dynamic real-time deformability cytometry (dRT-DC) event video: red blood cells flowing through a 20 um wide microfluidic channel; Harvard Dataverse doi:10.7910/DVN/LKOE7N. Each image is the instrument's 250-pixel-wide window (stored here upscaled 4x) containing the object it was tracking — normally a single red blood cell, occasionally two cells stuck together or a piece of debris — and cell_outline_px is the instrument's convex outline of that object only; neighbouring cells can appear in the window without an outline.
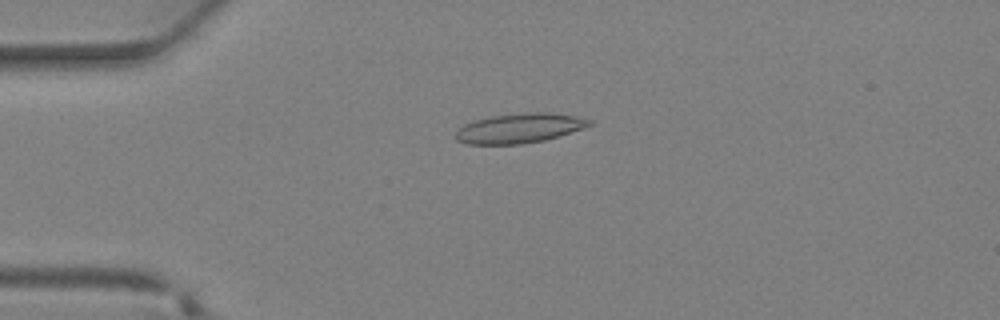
{"species": "Egyptian fruit bat (a non-hibernating species)", "species_latin": "Rousettus aegyptiacus", "temperature_condition": "warm", "stored_images_in_passage": 23, "camera_frame_rate_fps": 3000, "um_per_image_px": 0.085, "animal": {"sex": "female"}, "frame": {"image": 1, "passage_image": 7, "time_ms": 2.0, "image_size_px": [1000, 320], "cell_outline_px": [[592, 124], [584, 128], [544, 140], [520, 144], [468, 144], [456, 140], [456, 132], [464, 124], [472, 120], [488, 116], [524, 112], [552, 112], [576, 116], [592, 120]], "centroid_in_image_um": [44.14, 10.88], "position_along_channel_um": 40.9, "area_um2": 23.24}}
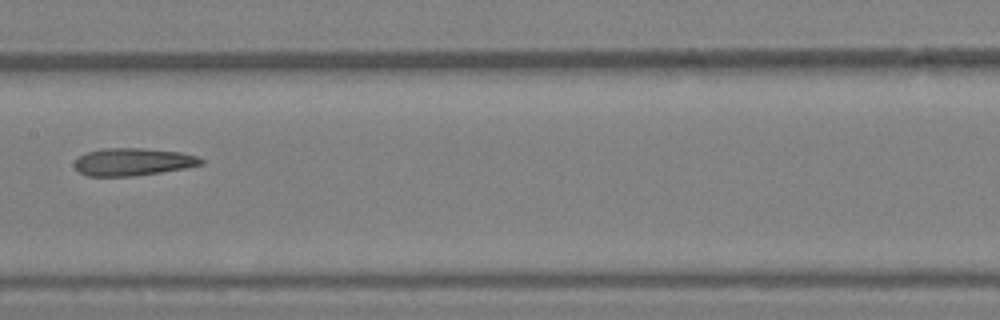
{"frame": {"image": 2, "passage_image": 17, "time_ms": 5.333, "image_size_px": [1000, 320], "cell_outline_px": [[204, 164], [184, 168], [160, 172], [132, 176], [88, 176], [80, 172], [72, 164], [80, 156], [88, 152], [100, 148], [120, 144], [180, 152], [200, 156], [204, 160]], "centroid_in_image_um": [11.3, 13.7], "position_along_channel_um": 196.1, "area_um2": 21.15}}
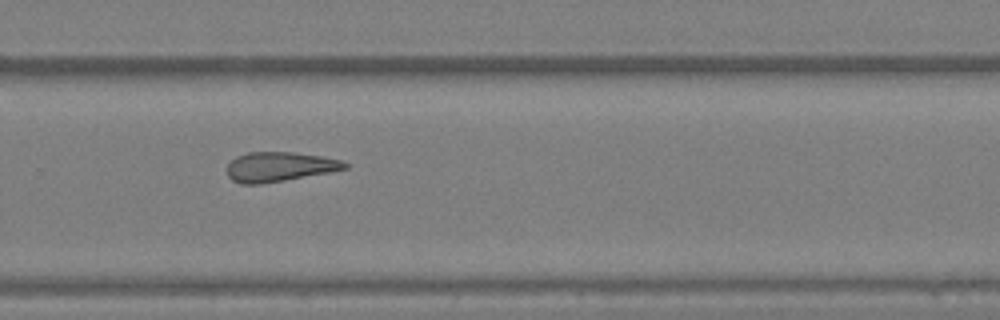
{"frame": {"image": 3, "passage_image": 23, "time_ms": 7.333, "image_size_px": [1000, 320], "cell_outline_px": [[348, 168], [328, 172], [284, 180], [260, 184], [240, 184], [232, 180], [228, 176], [228, 164], [236, 156], [248, 152], [280, 148], [324, 156], [340, 160], [348, 164]], "centroid_in_image_um": [23.74, 14.11], "position_along_channel_um": 306.1, "area_um2": 21.1}}